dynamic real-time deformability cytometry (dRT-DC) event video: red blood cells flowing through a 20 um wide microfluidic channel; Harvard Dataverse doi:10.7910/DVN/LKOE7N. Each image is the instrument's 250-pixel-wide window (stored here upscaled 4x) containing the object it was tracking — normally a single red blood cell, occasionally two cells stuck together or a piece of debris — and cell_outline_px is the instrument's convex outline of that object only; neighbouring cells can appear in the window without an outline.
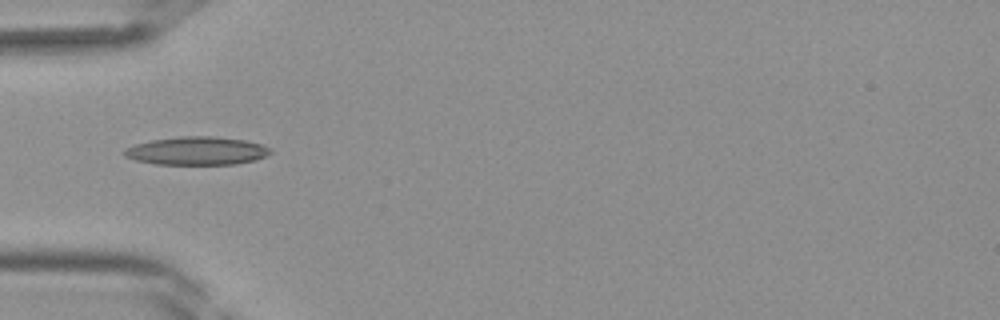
{"species": "Egyptian fruit bat (a non-hibernating species)", "species_latin": "Rousettus aegyptiacus", "temperature_condition": "room temperature", "stored_images_in_passage": 28, "camera_frame_rate_fps": 3000, "um_per_image_px": 0.085, "frame": {"image": 1, "passage_image": 1, "time_ms": 0.0, "image_size_px": [1000, 320], "cell_outline_px": [[272, 152], [256, 160], [236, 164], [156, 164], [136, 160], [124, 156], [124, 148], [136, 144], [152, 140], [180, 136], [212, 136], [244, 140], [260, 144], [272, 148]], "centroid_in_image_um": [16.73, 12.82], "position_along_channel_um": 68.3, "area_um2": 23.93}}
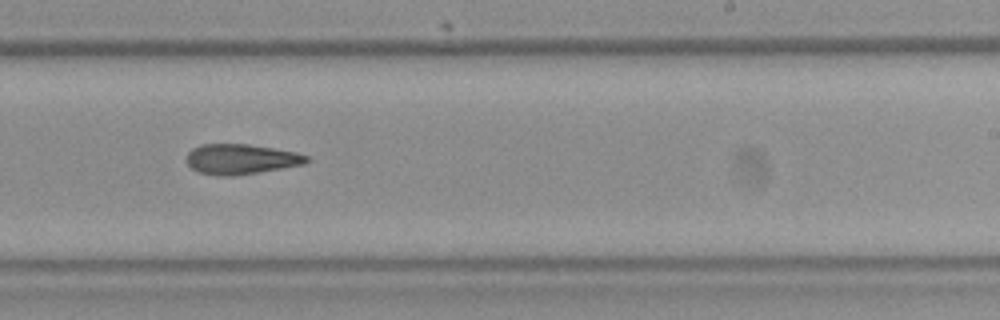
{"frame": {"image": 2, "passage_image": 13, "time_ms": 4.0, "image_size_px": [1000, 320], "cell_outline_px": [[312, 160], [304, 164], [260, 172], [232, 176], [220, 176], [196, 172], [188, 164], [188, 152], [192, 148], [200, 144], [248, 144], [296, 152], [308, 156]], "centroid_in_image_um": [20.49, 13.53], "position_along_channel_um": 268.5, "area_um2": 21.15}}
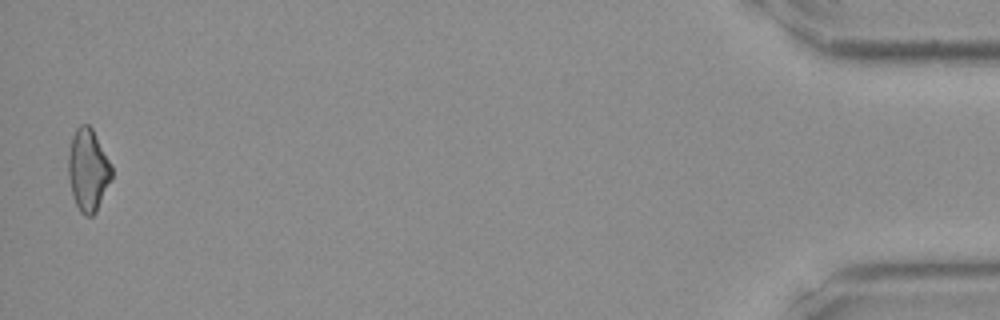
{"frame": {"image": 3, "passage_image": 28, "time_ms": 9.0, "image_size_px": [1000, 320], "cell_outline_px": [[112, 180], [96, 212], [92, 216], [84, 216], [80, 212], [72, 196], [68, 176], [68, 156], [72, 136], [76, 128], [80, 124], [88, 124], [92, 128], [112, 164]], "centroid_in_image_um": [7.49, 14.46], "position_along_channel_um": 427.7, "area_um2": 21.1}}